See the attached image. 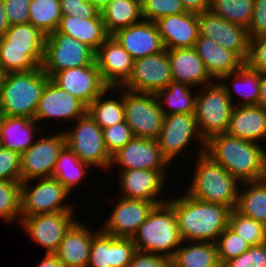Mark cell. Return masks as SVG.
Here are the masks:
<instances>
[{
	"mask_svg": "<svg viewBox=\"0 0 266 267\" xmlns=\"http://www.w3.org/2000/svg\"><path fill=\"white\" fill-rule=\"evenodd\" d=\"M205 153L241 183L266 179L264 145L225 132L206 141Z\"/></svg>",
	"mask_w": 266,
	"mask_h": 267,
	"instance_id": "6da1fadb",
	"label": "cell"
},
{
	"mask_svg": "<svg viewBox=\"0 0 266 267\" xmlns=\"http://www.w3.org/2000/svg\"><path fill=\"white\" fill-rule=\"evenodd\" d=\"M168 199L173 206L183 241L215 243L229 223L231 208L195 199L185 192Z\"/></svg>",
	"mask_w": 266,
	"mask_h": 267,
	"instance_id": "7a4b0ae2",
	"label": "cell"
},
{
	"mask_svg": "<svg viewBox=\"0 0 266 267\" xmlns=\"http://www.w3.org/2000/svg\"><path fill=\"white\" fill-rule=\"evenodd\" d=\"M197 164L185 193L203 202L235 209L241 182L205 152L197 154Z\"/></svg>",
	"mask_w": 266,
	"mask_h": 267,
	"instance_id": "3957f363",
	"label": "cell"
},
{
	"mask_svg": "<svg viewBox=\"0 0 266 267\" xmlns=\"http://www.w3.org/2000/svg\"><path fill=\"white\" fill-rule=\"evenodd\" d=\"M132 240L138 251L172 258L183 242L173 206L168 201L155 205Z\"/></svg>",
	"mask_w": 266,
	"mask_h": 267,
	"instance_id": "277c9868",
	"label": "cell"
},
{
	"mask_svg": "<svg viewBox=\"0 0 266 267\" xmlns=\"http://www.w3.org/2000/svg\"><path fill=\"white\" fill-rule=\"evenodd\" d=\"M49 79L41 67L31 71L8 72L0 93V112L4 116L34 119Z\"/></svg>",
	"mask_w": 266,
	"mask_h": 267,
	"instance_id": "5b68a950",
	"label": "cell"
},
{
	"mask_svg": "<svg viewBox=\"0 0 266 267\" xmlns=\"http://www.w3.org/2000/svg\"><path fill=\"white\" fill-rule=\"evenodd\" d=\"M195 91H199L196 94L195 118L202 138L207 141L214 135L225 133L234 108L226 89L219 81H214Z\"/></svg>",
	"mask_w": 266,
	"mask_h": 267,
	"instance_id": "8992f818",
	"label": "cell"
},
{
	"mask_svg": "<svg viewBox=\"0 0 266 267\" xmlns=\"http://www.w3.org/2000/svg\"><path fill=\"white\" fill-rule=\"evenodd\" d=\"M37 183L31 184L32 181ZM71 192L56 178H38L21 182V219L27 216L75 211L65 200ZM66 201V202H65Z\"/></svg>",
	"mask_w": 266,
	"mask_h": 267,
	"instance_id": "52a82bcc",
	"label": "cell"
},
{
	"mask_svg": "<svg viewBox=\"0 0 266 267\" xmlns=\"http://www.w3.org/2000/svg\"><path fill=\"white\" fill-rule=\"evenodd\" d=\"M75 127L62 130L66 146L91 168L99 167L109 172L111 156L107 152L100 126L86 113L74 121Z\"/></svg>",
	"mask_w": 266,
	"mask_h": 267,
	"instance_id": "ba28073f",
	"label": "cell"
},
{
	"mask_svg": "<svg viewBox=\"0 0 266 267\" xmlns=\"http://www.w3.org/2000/svg\"><path fill=\"white\" fill-rule=\"evenodd\" d=\"M95 61V51L69 35L54 31L45 37L41 69L51 78L56 72Z\"/></svg>",
	"mask_w": 266,
	"mask_h": 267,
	"instance_id": "9c48e42d",
	"label": "cell"
},
{
	"mask_svg": "<svg viewBox=\"0 0 266 267\" xmlns=\"http://www.w3.org/2000/svg\"><path fill=\"white\" fill-rule=\"evenodd\" d=\"M123 108L124 119L135 137L157 139L164 114L156 94L123 88Z\"/></svg>",
	"mask_w": 266,
	"mask_h": 267,
	"instance_id": "30bf717a",
	"label": "cell"
},
{
	"mask_svg": "<svg viewBox=\"0 0 266 267\" xmlns=\"http://www.w3.org/2000/svg\"><path fill=\"white\" fill-rule=\"evenodd\" d=\"M157 143L163 155L174 165V158L180 156L192 141L199 143L198 154L205 152L206 141L202 138L195 113L164 115Z\"/></svg>",
	"mask_w": 266,
	"mask_h": 267,
	"instance_id": "8fae6325",
	"label": "cell"
},
{
	"mask_svg": "<svg viewBox=\"0 0 266 267\" xmlns=\"http://www.w3.org/2000/svg\"><path fill=\"white\" fill-rule=\"evenodd\" d=\"M41 137H36L35 143L20 155L21 182L52 177L59 154L66 146L63 131Z\"/></svg>",
	"mask_w": 266,
	"mask_h": 267,
	"instance_id": "7c38bea8",
	"label": "cell"
},
{
	"mask_svg": "<svg viewBox=\"0 0 266 267\" xmlns=\"http://www.w3.org/2000/svg\"><path fill=\"white\" fill-rule=\"evenodd\" d=\"M173 81L168 51L134 60L132 73L122 88L139 93L157 94Z\"/></svg>",
	"mask_w": 266,
	"mask_h": 267,
	"instance_id": "4fadbf2b",
	"label": "cell"
},
{
	"mask_svg": "<svg viewBox=\"0 0 266 267\" xmlns=\"http://www.w3.org/2000/svg\"><path fill=\"white\" fill-rule=\"evenodd\" d=\"M74 211L27 216L21 219L20 227L45 253H54L66 232L78 220Z\"/></svg>",
	"mask_w": 266,
	"mask_h": 267,
	"instance_id": "5bb4252c",
	"label": "cell"
},
{
	"mask_svg": "<svg viewBox=\"0 0 266 267\" xmlns=\"http://www.w3.org/2000/svg\"><path fill=\"white\" fill-rule=\"evenodd\" d=\"M116 164L119 171L167 170L174 166L163 155L157 140L135 136L111 156L109 170L113 169L114 165L116 167Z\"/></svg>",
	"mask_w": 266,
	"mask_h": 267,
	"instance_id": "9a60e30c",
	"label": "cell"
},
{
	"mask_svg": "<svg viewBox=\"0 0 266 267\" xmlns=\"http://www.w3.org/2000/svg\"><path fill=\"white\" fill-rule=\"evenodd\" d=\"M199 35L217 42L223 48L235 52L245 63L250 54V38L247 28L228 22L210 10L198 14Z\"/></svg>",
	"mask_w": 266,
	"mask_h": 267,
	"instance_id": "2e32d148",
	"label": "cell"
},
{
	"mask_svg": "<svg viewBox=\"0 0 266 267\" xmlns=\"http://www.w3.org/2000/svg\"><path fill=\"white\" fill-rule=\"evenodd\" d=\"M87 113V106L57 86L51 79L46 83L38 102L34 120L38 123L56 119L71 122ZM45 120V121H44Z\"/></svg>",
	"mask_w": 266,
	"mask_h": 267,
	"instance_id": "e0dca14e",
	"label": "cell"
},
{
	"mask_svg": "<svg viewBox=\"0 0 266 267\" xmlns=\"http://www.w3.org/2000/svg\"><path fill=\"white\" fill-rule=\"evenodd\" d=\"M50 79L86 106L108 88L101 77L96 61L88 66L58 71Z\"/></svg>",
	"mask_w": 266,
	"mask_h": 267,
	"instance_id": "ac0fdd59",
	"label": "cell"
},
{
	"mask_svg": "<svg viewBox=\"0 0 266 267\" xmlns=\"http://www.w3.org/2000/svg\"><path fill=\"white\" fill-rule=\"evenodd\" d=\"M165 171L141 169L119 171L118 190L121 189V196L125 198L152 201L156 205L164 203L168 199L161 197L166 188L165 181L169 172Z\"/></svg>",
	"mask_w": 266,
	"mask_h": 267,
	"instance_id": "d6986e66",
	"label": "cell"
},
{
	"mask_svg": "<svg viewBox=\"0 0 266 267\" xmlns=\"http://www.w3.org/2000/svg\"><path fill=\"white\" fill-rule=\"evenodd\" d=\"M108 219L100 228L114 237L132 238L156 205L152 201L129 199L120 196Z\"/></svg>",
	"mask_w": 266,
	"mask_h": 267,
	"instance_id": "ffe728a7",
	"label": "cell"
},
{
	"mask_svg": "<svg viewBox=\"0 0 266 267\" xmlns=\"http://www.w3.org/2000/svg\"><path fill=\"white\" fill-rule=\"evenodd\" d=\"M95 61L109 88L121 87L130 77L134 64V59L112 35L95 52Z\"/></svg>",
	"mask_w": 266,
	"mask_h": 267,
	"instance_id": "44dd1931",
	"label": "cell"
},
{
	"mask_svg": "<svg viewBox=\"0 0 266 267\" xmlns=\"http://www.w3.org/2000/svg\"><path fill=\"white\" fill-rule=\"evenodd\" d=\"M136 251L132 238L114 237L100 230L93 237L87 267H128Z\"/></svg>",
	"mask_w": 266,
	"mask_h": 267,
	"instance_id": "7402d4cb",
	"label": "cell"
},
{
	"mask_svg": "<svg viewBox=\"0 0 266 267\" xmlns=\"http://www.w3.org/2000/svg\"><path fill=\"white\" fill-rule=\"evenodd\" d=\"M112 36L136 60L163 51L158 28L155 22L142 20L137 24L116 31Z\"/></svg>",
	"mask_w": 266,
	"mask_h": 267,
	"instance_id": "603a6c76",
	"label": "cell"
},
{
	"mask_svg": "<svg viewBox=\"0 0 266 267\" xmlns=\"http://www.w3.org/2000/svg\"><path fill=\"white\" fill-rule=\"evenodd\" d=\"M166 50L192 48L199 36L198 14L168 15L155 21Z\"/></svg>",
	"mask_w": 266,
	"mask_h": 267,
	"instance_id": "cb8c5ba5",
	"label": "cell"
},
{
	"mask_svg": "<svg viewBox=\"0 0 266 267\" xmlns=\"http://www.w3.org/2000/svg\"><path fill=\"white\" fill-rule=\"evenodd\" d=\"M94 231L78 219L66 232L65 237L53 253L66 267H87Z\"/></svg>",
	"mask_w": 266,
	"mask_h": 267,
	"instance_id": "d4e9b609",
	"label": "cell"
},
{
	"mask_svg": "<svg viewBox=\"0 0 266 267\" xmlns=\"http://www.w3.org/2000/svg\"><path fill=\"white\" fill-rule=\"evenodd\" d=\"M167 51L173 81L184 83L194 88H200L214 82L194 47Z\"/></svg>",
	"mask_w": 266,
	"mask_h": 267,
	"instance_id": "484cf974",
	"label": "cell"
},
{
	"mask_svg": "<svg viewBox=\"0 0 266 267\" xmlns=\"http://www.w3.org/2000/svg\"><path fill=\"white\" fill-rule=\"evenodd\" d=\"M194 48L214 81L236 72L245 63L235 52L205 36H198Z\"/></svg>",
	"mask_w": 266,
	"mask_h": 267,
	"instance_id": "4316f807",
	"label": "cell"
},
{
	"mask_svg": "<svg viewBox=\"0 0 266 267\" xmlns=\"http://www.w3.org/2000/svg\"><path fill=\"white\" fill-rule=\"evenodd\" d=\"M226 133L264 145V141L266 142V109L259 105L234 106Z\"/></svg>",
	"mask_w": 266,
	"mask_h": 267,
	"instance_id": "83f0119b",
	"label": "cell"
},
{
	"mask_svg": "<svg viewBox=\"0 0 266 267\" xmlns=\"http://www.w3.org/2000/svg\"><path fill=\"white\" fill-rule=\"evenodd\" d=\"M219 82L226 89L234 106L258 105L260 72L252 69L247 63L236 72L223 76Z\"/></svg>",
	"mask_w": 266,
	"mask_h": 267,
	"instance_id": "f1b7e54d",
	"label": "cell"
},
{
	"mask_svg": "<svg viewBox=\"0 0 266 267\" xmlns=\"http://www.w3.org/2000/svg\"><path fill=\"white\" fill-rule=\"evenodd\" d=\"M41 129L43 128L34 119L4 116L0 129V143L2 147L21 155L35 143V137L38 136L36 134H40Z\"/></svg>",
	"mask_w": 266,
	"mask_h": 267,
	"instance_id": "f546056e",
	"label": "cell"
},
{
	"mask_svg": "<svg viewBox=\"0 0 266 267\" xmlns=\"http://www.w3.org/2000/svg\"><path fill=\"white\" fill-rule=\"evenodd\" d=\"M56 31L77 39L91 47L95 52L110 36L106 31L101 12L93 19L62 16Z\"/></svg>",
	"mask_w": 266,
	"mask_h": 267,
	"instance_id": "4dcf8cb0",
	"label": "cell"
},
{
	"mask_svg": "<svg viewBox=\"0 0 266 267\" xmlns=\"http://www.w3.org/2000/svg\"><path fill=\"white\" fill-rule=\"evenodd\" d=\"M118 93L113 97V94ZM110 93V94H109ZM87 113L100 126L101 129L123 122V88H107L100 96L96 97L88 106Z\"/></svg>",
	"mask_w": 266,
	"mask_h": 267,
	"instance_id": "1f68e13d",
	"label": "cell"
},
{
	"mask_svg": "<svg viewBox=\"0 0 266 267\" xmlns=\"http://www.w3.org/2000/svg\"><path fill=\"white\" fill-rule=\"evenodd\" d=\"M172 267H222L213 242L183 241L172 257Z\"/></svg>",
	"mask_w": 266,
	"mask_h": 267,
	"instance_id": "d6a6232c",
	"label": "cell"
},
{
	"mask_svg": "<svg viewBox=\"0 0 266 267\" xmlns=\"http://www.w3.org/2000/svg\"><path fill=\"white\" fill-rule=\"evenodd\" d=\"M235 210L266 226V179L242 182Z\"/></svg>",
	"mask_w": 266,
	"mask_h": 267,
	"instance_id": "836d02e7",
	"label": "cell"
},
{
	"mask_svg": "<svg viewBox=\"0 0 266 267\" xmlns=\"http://www.w3.org/2000/svg\"><path fill=\"white\" fill-rule=\"evenodd\" d=\"M101 14L109 35L143 20L141 0H112Z\"/></svg>",
	"mask_w": 266,
	"mask_h": 267,
	"instance_id": "e575fe53",
	"label": "cell"
},
{
	"mask_svg": "<svg viewBox=\"0 0 266 267\" xmlns=\"http://www.w3.org/2000/svg\"><path fill=\"white\" fill-rule=\"evenodd\" d=\"M193 86L171 81L156 95L164 115L195 113L196 92ZM195 94V95H194Z\"/></svg>",
	"mask_w": 266,
	"mask_h": 267,
	"instance_id": "d590c367",
	"label": "cell"
},
{
	"mask_svg": "<svg viewBox=\"0 0 266 267\" xmlns=\"http://www.w3.org/2000/svg\"><path fill=\"white\" fill-rule=\"evenodd\" d=\"M90 166L82 162L67 146L60 152L52 177L60 181L70 192L81 185Z\"/></svg>",
	"mask_w": 266,
	"mask_h": 267,
	"instance_id": "8d00e7d4",
	"label": "cell"
},
{
	"mask_svg": "<svg viewBox=\"0 0 266 267\" xmlns=\"http://www.w3.org/2000/svg\"><path fill=\"white\" fill-rule=\"evenodd\" d=\"M44 49L0 47V66L6 72L31 71L41 67Z\"/></svg>",
	"mask_w": 266,
	"mask_h": 267,
	"instance_id": "74e56055",
	"label": "cell"
},
{
	"mask_svg": "<svg viewBox=\"0 0 266 267\" xmlns=\"http://www.w3.org/2000/svg\"><path fill=\"white\" fill-rule=\"evenodd\" d=\"M61 17L60 0H31L29 23L46 36L56 31Z\"/></svg>",
	"mask_w": 266,
	"mask_h": 267,
	"instance_id": "f35d334b",
	"label": "cell"
},
{
	"mask_svg": "<svg viewBox=\"0 0 266 267\" xmlns=\"http://www.w3.org/2000/svg\"><path fill=\"white\" fill-rule=\"evenodd\" d=\"M46 35L31 23L11 25L3 38L0 47L17 49H44Z\"/></svg>",
	"mask_w": 266,
	"mask_h": 267,
	"instance_id": "ab89813d",
	"label": "cell"
},
{
	"mask_svg": "<svg viewBox=\"0 0 266 267\" xmlns=\"http://www.w3.org/2000/svg\"><path fill=\"white\" fill-rule=\"evenodd\" d=\"M212 13L248 28L254 10V0H210Z\"/></svg>",
	"mask_w": 266,
	"mask_h": 267,
	"instance_id": "60d3db41",
	"label": "cell"
},
{
	"mask_svg": "<svg viewBox=\"0 0 266 267\" xmlns=\"http://www.w3.org/2000/svg\"><path fill=\"white\" fill-rule=\"evenodd\" d=\"M228 227L251 246L266 243V226L243 216L235 209H232L229 215Z\"/></svg>",
	"mask_w": 266,
	"mask_h": 267,
	"instance_id": "b9f144b4",
	"label": "cell"
},
{
	"mask_svg": "<svg viewBox=\"0 0 266 267\" xmlns=\"http://www.w3.org/2000/svg\"><path fill=\"white\" fill-rule=\"evenodd\" d=\"M21 181L0 180V220L11 223L18 219L20 224Z\"/></svg>",
	"mask_w": 266,
	"mask_h": 267,
	"instance_id": "7bdbcfd3",
	"label": "cell"
},
{
	"mask_svg": "<svg viewBox=\"0 0 266 267\" xmlns=\"http://www.w3.org/2000/svg\"><path fill=\"white\" fill-rule=\"evenodd\" d=\"M218 259L223 265L228 260L238 257L250 248V244L227 227L215 242Z\"/></svg>",
	"mask_w": 266,
	"mask_h": 267,
	"instance_id": "ee69618b",
	"label": "cell"
},
{
	"mask_svg": "<svg viewBox=\"0 0 266 267\" xmlns=\"http://www.w3.org/2000/svg\"><path fill=\"white\" fill-rule=\"evenodd\" d=\"M182 0H141L143 20L155 22L158 19L180 13H186Z\"/></svg>",
	"mask_w": 266,
	"mask_h": 267,
	"instance_id": "f6af8a7d",
	"label": "cell"
},
{
	"mask_svg": "<svg viewBox=\"0 0 266 267\" xmlns=\"http://www.w3.org/2000/svg\"><path fill=\"white\" fill-rule=\"evenodd\" d=\"M105 148L110 156L124 147L134 134L124 120L118 124L102 129Z\"/></svg>",
	"mask_w": 266,
	"mask_h": 267,
	"instance_id": "bcb514c9",
	"label": "cell"
},
{
	"mask_svg": "<svg viewBox=\"0 0 266 267\" xmlns=\"http://www.w3.org/2000/svg\"><path fill=\"white\" fill-rule=\"evenodd\" d=\"M222 267H266V243L250 246L247 251L228 260Z\"/></svg>",
	"mask_w": 266,
	"mask_h": 267,
	"instance_id": "7dc6e473",
	"label": "cell"
},
{
	"mask_svg": "<svg viewBox=\"0 0 266 267\" xmlns=\"http://www.w3.org/2000/svg\"><path fill=\"white\" fill-rule=\"evenodd\" d=\"M0 180L21 181L20 154L2 146L0 148Z\"/></svg>",
	"mask_w": 266,
	"mask_h": 267,
	"instance_id": "c3c4849f",
	"label": "cell"
},
{
	"mask_svg": "<svg viewBox=\"0 0 266 267\" xmlns=\"http://www.w3.org/2000/svg\"><path fill=\"white\" fill-rule=\"evenodd\" d=\"M62 16L93 19L100 11L88 0H60Z\"/></svg>",
	"mask_w": 266,
	"mask_h": 267,
	"instance_id": "681fc988",
	"label": "cell"
},
{
	"mask_svg": "<svg viewBox=\"0 0 266 267\" xmlns=\"http://www.w3.org/2000/svg\"><path fill=\"white\" fill-rule=\"evenodd\" d=\"M4 11L8 18L9 24L29 23V7L31 0H3Z\"/></svg>",
	"mask_w": 266,
	"mask_h": 267,
	"instance_id": "f907efd6",
	"label": "cell"
},
{
	"mask_svg": "<svg viewBox=\"0 0 266 267\" xmlns=\"http://www.w3.org/2000/svg\"><path fill=\"white\" fill-rule=\"evenodd\" d=\"M246 63L254 70L266 72V34L250 39V54Z\"/></svg>",
	"mask_w": 266,
	"mask_h": 267,
	"instance_id": "816d5d0a",
	"label": "cell"
},
{
	"mask_svg": "<svg viewBox=\"0 0 266 267\" xmlns=\"http://www.w3.org/2000/svg\"><path fill=\"white\" fill-rule=\"evenodd\" d=\"M128 267H172V258L137 250Z\"/></svg>",
	"mask_w": 266,
	"mask_h": 267,
	"instance_id": "f5cc1de1",
	"label": "cell"
},
{
	"mask_svg": "<svg viewBox=\"0 0 266 267\" xmlns=\"http://www.w3.org/2000/svg\"><path fill=\"white\" fill-rule=\"evenodd\" d=\"M247 31L250 39L266 34V0H254L253 15Z\"/></svg>",
	"mask_w": 266,
	"mask_h": 267,
	"instance_id": "db71d44e",
	"label": "cell"
},
{
	"mask_svg": "<svg viewBox=\"0 0 266 267\" xmlns=\"http://www.w3.org/2000/svg\"><path fill=\"white\" fill-rule=\"evenodd\" d=\"M187 12L203 13L210 9V0H182Z\"/></svg>",
	"mask_w": 266,
	"mask_h": 267,
	"instance_id": "11a10c76",
	"label": "cell"
},
{
	"mask_svg": "<svg viewBox=\"0 0 266 267\" xmlns=\"http://www.w3.org/2000/svg\"><path fill=\"white\" fill-rule=\"evenodd\" d=\"M33 267H66L53 253H45L41 261Z\"/></svg>",
	"mask_w": 266,
	"mask_h": 267,
	"instance_id": "9f6ffc18",
	"label": "cell"
},
{
	"mask_svg": "<svg viewBox=\"0 0 266 267\" xmlns=\"http://www.w3.org/2000/svg\"><path fill=\"white\" fill-rule=\"evenodd\" d=\"M9 27L10 24L4 11V1L0 0V38L5 36V33L8 31Z\"/></svg>",
	"mask_w": 266,
	"mask_h": 267,
	"instance_id": "6f0895ef",
	"label": "cell"
},
{
	"mask_svg": "<svg viewBox=\"0 0 266 267\" xmlns=\"http://www.w3.org/2000/svg\"><path fill=\"white\" fill-rule=\"evenodd\" d=\"M260 97L258 105L266 109V72H260Z\"/></svg>",
	"mask_w": 266,
	"mask_h": 267,
	"instance_id": "680465c9",
	"label": "cell"
},
{
	"mask_svg": "<svg viewBox=\"0 0 266 267\" xmlns=\"http://www.w3.org/2000/svg\"><path fill=\"white\" fill-rule=\"evenodd\" d=\"M88 1H90L101 12L112 0H88Z\"/></svg>",
	"mask_w": 266,
	"mask_h": 267,
	"instance_id": "91938a15",
	"label": "cell"
},
{
	"mask_svg": "<svg viewBox=\"0 0 266 267\" xmlns=\"http://www.w3.org/2000/svg\"><path fill=\"white\" fill-rule=\"evenodd\" d=\"M6 74L7 73L0 66V93H1V90H2V87H3V83H4V80H5Z\"/></svg>",
	"mask_w": 266,
	"mask_h": 267,
	"instance_id": "94428289",
	"label": "cell"
},
{
	"mask_svg": "<svg viewBox=\"0 0 266 267\" xmlns=\"http://www.w3.org/2000/svg\"><path fill=\"white\" fill-rule=\"evenodd\" d=\"M3 118H4V115L0 112V129H1Z\"/></svg>",
	"mask_w": 266,
	"mask_h": 267,
	"instance_id": "6125c7cd",
	"label": "cell"
}]
</instances>
